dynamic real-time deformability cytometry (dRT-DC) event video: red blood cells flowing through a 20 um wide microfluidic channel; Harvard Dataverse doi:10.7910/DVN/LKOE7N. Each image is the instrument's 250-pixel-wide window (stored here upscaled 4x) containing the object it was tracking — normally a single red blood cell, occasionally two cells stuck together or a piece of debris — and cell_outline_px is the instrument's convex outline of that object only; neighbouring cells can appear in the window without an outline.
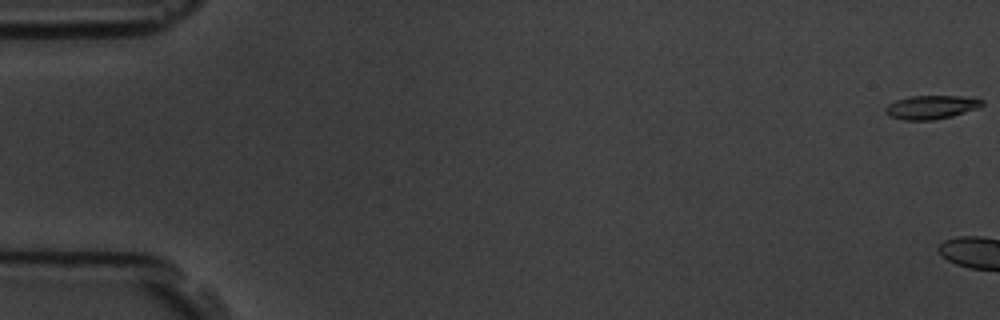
{"species": "common noctule bat (a hibernating species)", "species_latin": "Nyctalus noctula", "temperature_condition": "room temperature", "stored_images_in_passage": 5, "camera_frame_rate_fps": 3000, "um_per_image_px": 0.085, "animal": {"sex": "male", "body_mass_g": 19.5, "forearm_length_mm": 54.6}, "frame": {"image": 1, "passage_image": 1, "time_ms": 0.0, "image_size_px": [1000, 320], "cell_outline_px": [[984, 104], [980, 108], [952, 116], [932, 120], [904, 120], [892, 116], [884, 112], [884, 108], [888, 104], [896, 100], [908, 96], [960, 96], [984, 100]], "centroid_in_image_um": [79.16, 9.1], "position_along_channel_um": 5.8, "area_um2": 13.35}}